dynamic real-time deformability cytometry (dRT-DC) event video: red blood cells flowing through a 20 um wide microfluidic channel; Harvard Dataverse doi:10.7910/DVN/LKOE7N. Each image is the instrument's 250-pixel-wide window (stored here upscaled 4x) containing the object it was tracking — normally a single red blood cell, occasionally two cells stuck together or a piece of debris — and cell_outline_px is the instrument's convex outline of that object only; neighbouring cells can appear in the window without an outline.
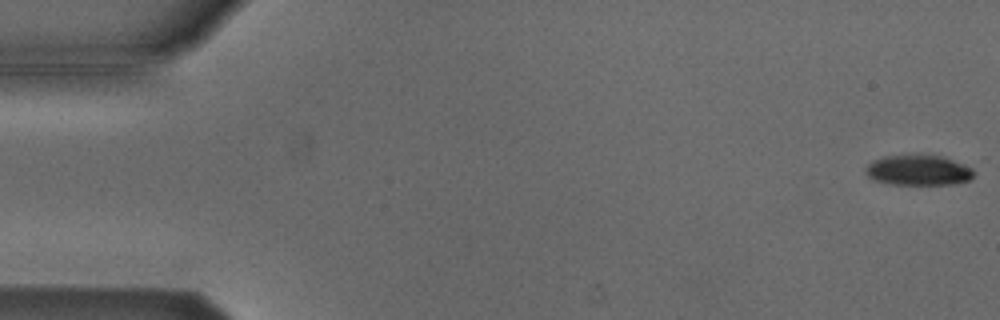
{"species": "Egyptian fruit bat (a non-hibernating species)", "species_latin": "Rousettus aegyptiacus", "temperature_condition": "cold", "stored_images_in_passage": 39, "camera_frame_rate_fps": 3000, "um_per_image_px": 0.085, "animal": {"sex": "male"}, "frame": {"image": 1, "passage_image": 1, "time_ms": 0.0, "image_size_px": [1000, 320], "cell_outline_px": [[972, 176], [968, 180], [952, 184], [892, 184], [876, 180], [868, 176], [864, 172], [864, 168], [872, 160], [884, 156], [940, 156], [952, 160], [972, 168]], "centroid_in_image_um": [78.0, 14.48], "position_along_channel_um": 7.0, "area_um2": 18.61}}
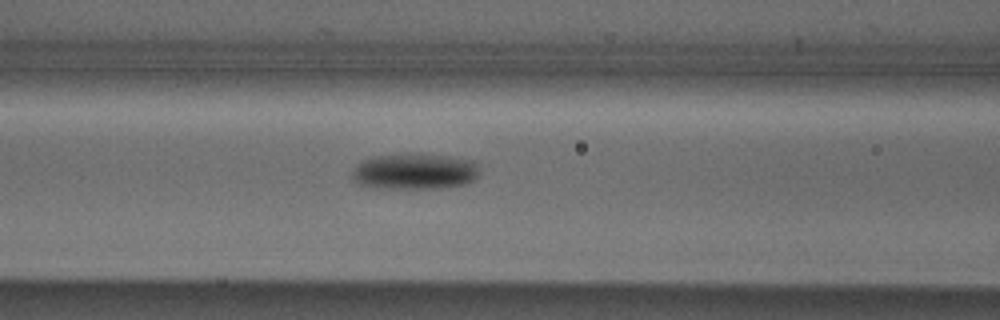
{"frame": {"image": 2, "passage_image": 22, "time_ms": 7.0, "image_size_px": [1000, 320], "cell_outline_px": [[476, 176], [472, 180], [464, 184], [448, 188], [376, 188], [360, 184], [352, 180], [352, 172], [356, 164], [360, 160], [376, 156], [412, 152], [448, 156], [472, 160], [476, 164]], "centroid_in_image_um": [35.18, 14.56], "position_along_channel_um": 131.4, "area_um2": 26.99}}
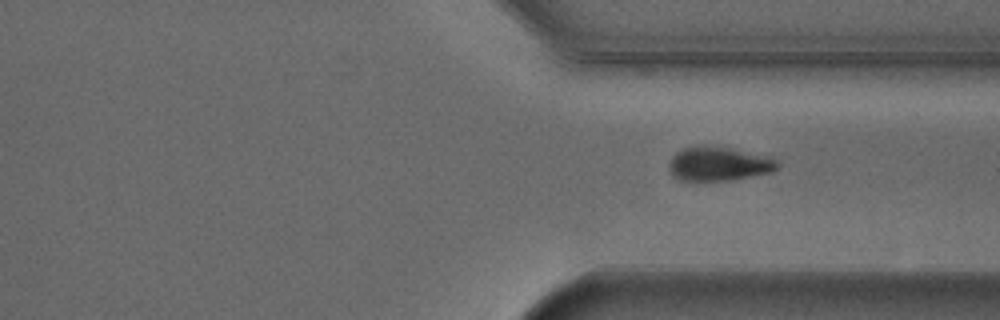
{"frame": {"image": 3, "passage_image": 39, "time_ms": 12.667, "image_size_px": [1000, 320], "cell_outline_px": [[780, 164], [772, 172], [732, 180], [680, 180], [672, 176], [668, 168], [668, 164], [672, 156], [680, 148], [692, 144], [716, 144], [772, 156]], "centroid_in_image_um": [61.07, 13.87], "position_along_channel_um": 350.3, "area_um2": 22.48}}